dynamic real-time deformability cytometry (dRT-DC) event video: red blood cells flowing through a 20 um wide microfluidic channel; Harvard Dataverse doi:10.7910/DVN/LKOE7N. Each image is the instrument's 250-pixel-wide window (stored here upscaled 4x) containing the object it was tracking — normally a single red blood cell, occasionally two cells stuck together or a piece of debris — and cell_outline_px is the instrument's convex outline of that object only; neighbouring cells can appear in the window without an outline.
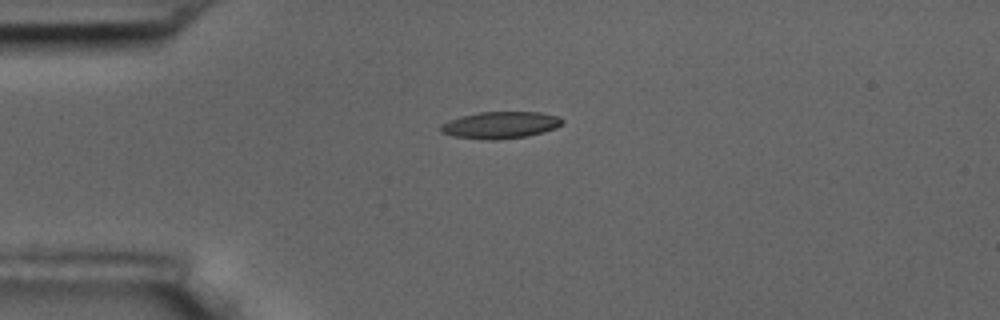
{"species": "common noctule bat (a hibernating species)", "species_latin": "Nyctalus noctula", "temperature_condition": "room temperature", "stored_images_in_passage": 12, "camera_frame_rate_fps": 3000, "um_per_image_px": 0.085, "animal": {"sex": "male", "body_mass_g": 17.5, "forearm_length_mm": 52.3}, "frame": {"image": 1, "passage_image": 1, "time_ms": 0.0, "image_size_px": [1000, 320], "cell_outline_px": [[564, 120], [556, 128], [544, 132], [528, 136], [496, 140], [488, 140], [452, 136], [440, 132], [440, 124], [448, 120], [460, 116], [480, 112], [540, 112], [560, 116]], "centroid_in_image_um": [42.52, 10.63], "position_along_channel_um": 42.5, "area_um2": 19.25}}
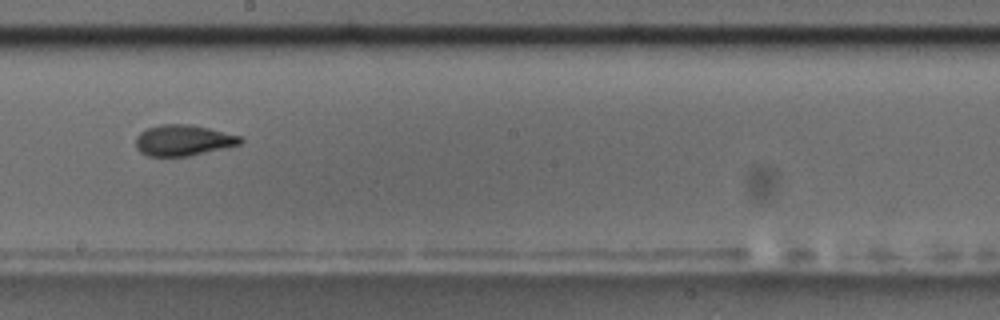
{"frame": {"image": 2, "passage_image": 6, "time_ms": 6.0, "image_size_px": [1000, 320], "cell_outline_px": [[244, 140], [240, 144], [188, 156], [148, 156], [140, 152], [136, 148], [136, 136], [144, 128], [160, 124], [192, 124], [240, 136]], "centroid_in_image_um": [15.52, 11.91], "position_along_channel_um": 232.7, "area_um2": 18.84}}
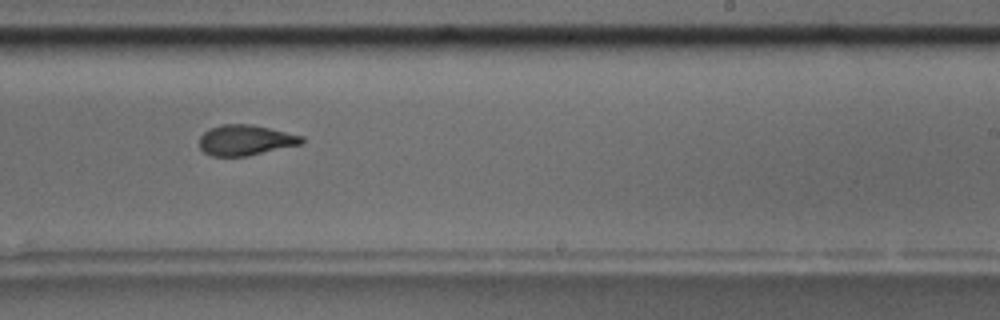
{"frame": {"image": 3, "passage_image": 7, "time_ms": 7.0, "image_size_px": [1000, 320], "cell_outline_px": [[304, 140], [300, 144], [248, 156], [212, 156], [204, 152], [200, 148], [200, 136], [208, 128], [220, 124], [252, 124], [304, 136]], "centroid_in_image_um": [20.84, 11.9], "position_along_channel_um": 268.2, "area_um2": 18.21}, "authors_computed_cell_mechanics": {"area_um2": 19.074, "velocity_mm_per_s": 3.5559, "shape_relaxation_time_tau1_ms": 8.5665, "shape_relaxation_time_tau2_ms": 1.7563, "deformation_change_tau1": 0.2158, "deformation_change_tau2": 0.0736}}